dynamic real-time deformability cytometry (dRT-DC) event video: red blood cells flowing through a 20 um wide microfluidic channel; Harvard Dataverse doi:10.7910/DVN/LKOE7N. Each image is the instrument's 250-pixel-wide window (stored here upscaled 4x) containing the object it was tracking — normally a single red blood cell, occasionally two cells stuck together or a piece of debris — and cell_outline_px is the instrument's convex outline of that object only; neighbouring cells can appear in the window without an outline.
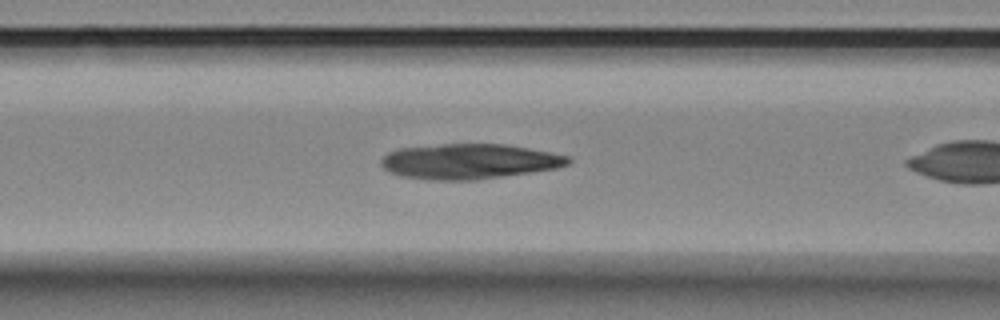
{"species": "Egyptian fruit bat (a non-hibernating species)", "species_latin": "Rousettus aegyptiacus", "temperature_condition": "room temperature", "stored_images_in_passage": 35, "camera_frame_rate_fps": 3000, "um_per_image_px": 0.085, "animal": {"sex": "female"}, "frame": {"image": 1, "passage_image": 7, "time_ms": 2.0, "image_size_px": [1000, 320], "cell_outline_px": [[572, 160], [568, 164], [556, 168], [532, 172], [476, 180], [428, 180], [400, 176], [388, 172], [380, 164], [380, 160], [388, 152], [400, 148], [444, 144], [504, 144], [528, 148], [568, 156]], "centroid_in_image_um": [39.84, 13.73], "position_along_channel_um": 126.8, "area_um2": 38.32}}
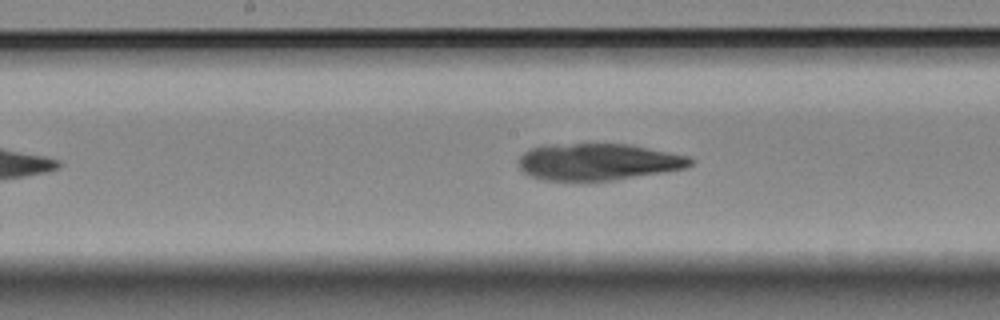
{"frame": {"image": 2, "passage_image": 13, "time_ms": 4.0, "image_size_px": [1000, 320], "cell_outline_px": [[696, 160], [688, 168], [664, 172], [612, 180], [540, 180], [524, 172], [516, 164], [520, 156], [524, 152], [532, 148], [544, 144], [632, 144], [688, 156]], "centroid_in_image_um": [50.85, 13.75], "position_along_channel_um": 197.4, "area_um2": 36.99}}
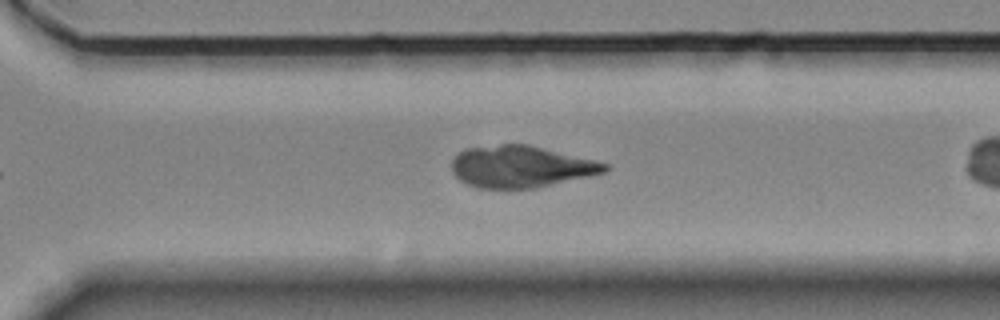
{"frame": {"image": 3, "passage_image": 24, "time_ms": 7.667, "image_size_px": [1000, 320], "cell_outline_px": [[608, 168], [604, 172], [588, 176], [536, 188], [476, 188], [460, 180], [452, 172], [452, 160], [460, 152], [468, 148], [500, 144], [528, 144], [596, 160], [608, 164]], "centroid_in_image_um": [44.27, 14.16], "position_along_channel_um": 326.3, "area_um2": 37.05}}